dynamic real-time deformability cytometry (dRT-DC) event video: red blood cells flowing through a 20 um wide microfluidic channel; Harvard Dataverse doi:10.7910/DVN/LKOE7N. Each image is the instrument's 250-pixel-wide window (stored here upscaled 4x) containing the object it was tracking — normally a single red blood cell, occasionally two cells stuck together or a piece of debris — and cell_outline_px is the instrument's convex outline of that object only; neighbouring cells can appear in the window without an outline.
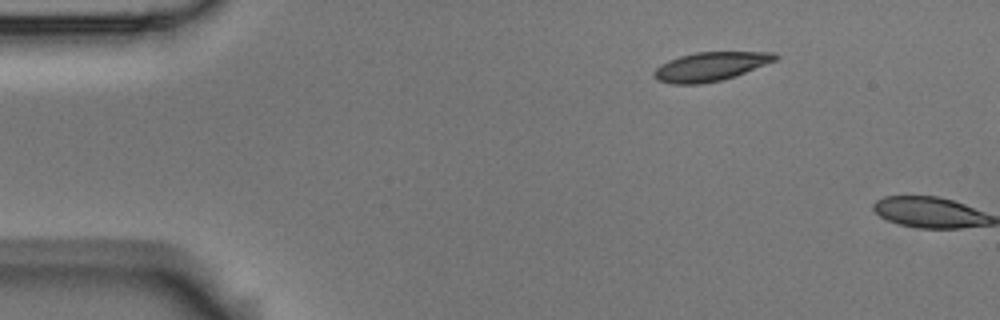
{"species": "Egyptian fruit bat (a non-hibernating species)", "species_latin": "Rousettus aegyptiacus", "temperature_condition": "room temperature", "stored_images_in_passage": 2, "camera_frame_rate_fps": 3000, "um_per_image_px": 0.085, "animal": {"sex": "male"}, "frame": {"image": 1, "passage_image": 1, "time_ms": 0.0, "image_size_px": [1000, 320], "cell_outline_px": [[780, 56], [776, 60], [736, 76], [720, 80], [700, 84], [672, 84], [656, 80], [652, 76], [652, 72], [660, 64], [668, 60], [680, 56], [696, 52], [776, 52]], "centroid_in_image_um": [60.36, 5.65], "position_along_channel_um": 24.6, "area_um2": 20.52}}